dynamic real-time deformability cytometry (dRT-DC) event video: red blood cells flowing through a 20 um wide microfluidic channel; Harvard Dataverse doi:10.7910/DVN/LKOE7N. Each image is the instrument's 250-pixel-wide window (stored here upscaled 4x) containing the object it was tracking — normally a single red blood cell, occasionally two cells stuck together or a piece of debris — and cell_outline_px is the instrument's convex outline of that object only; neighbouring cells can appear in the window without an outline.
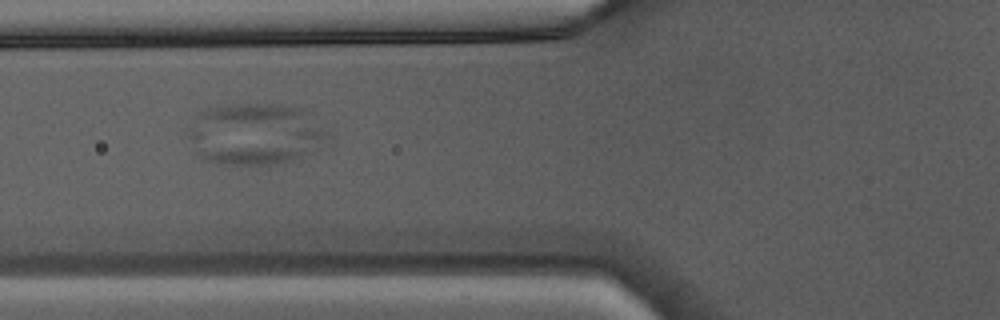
{"species": "Egyptian fruit bat (a non-hibernating species)", "species_latin": "Rousettus aegyptiacus", "temperature_condition": "warm", "stored_images_in_passage": 33, "camera_frame_rate_fps": 3000, "um_per_image_px": 0.085, "animal": {"sex": "male"}, "frame": {"image": 1, "passage_image": 5, "time_ms": 1.333, "image_size_px": [1000, 320], "cell_outline_px": [[324, 132], [316, 148], [284, 160], [268, 164], [232, 164], [208, 160], [200, 156], [196, 152], [188, 136], [188, 128], [208, 108], [236, 104], [280, 104], [300, 108]], "centroid_in_image_um": [21.55, 11.36], "position_along_channel_um": 104.2, "area_um2": 47.4}}
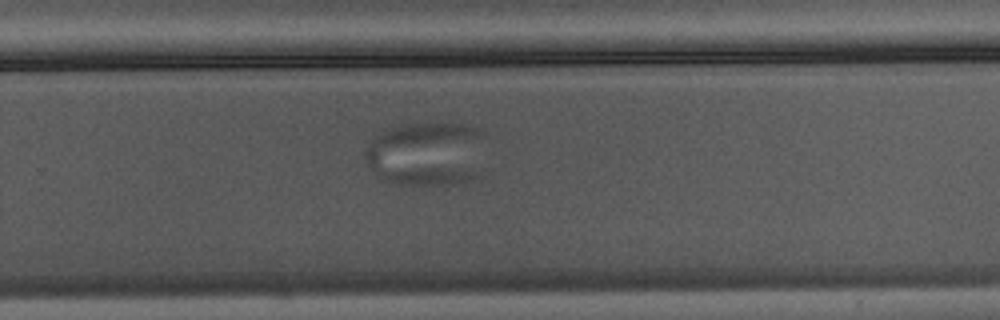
{"frame": {"image": 2, "passage_image": 18, "time_ms": 5.667, "image_size_px": [1000, 320], "cell_outline_px": [[484, 136], [476, 180], [452, 184], [400, 184], [384, 180], [368, 164], [364, 156], [364, 152], [372, 136], [388, 128], [404, 124], [432, 120], [440, 120], [464, 124], [476, 128], [484, 132]], "centroid_in_image_um": [36.25, 13.01], "position_along_channel_um": 293.6, "area_um2": 46.01}}
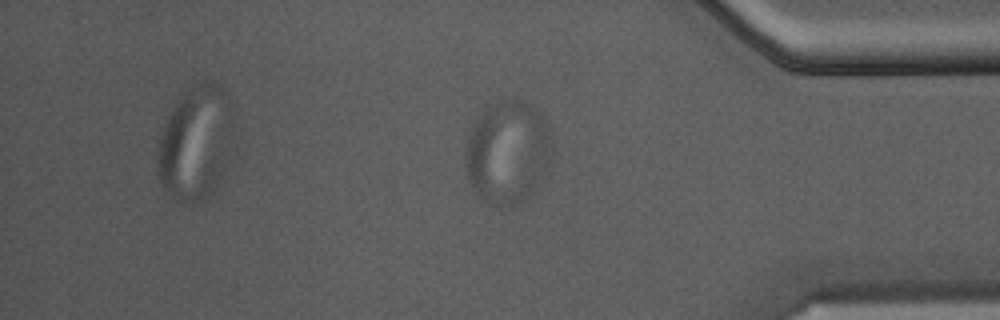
{"frame": {"image": 3, "passage_image": 26, "time_ms": 8.333, "image_size_px": [1000, 320], "cell_outline_px": [[552, 164], [532, 188], [516, 204], [488, 204], [480, 200], [472, 188], [464, 172], [464, 148], [472, 124], [480, 112], [496, 100], [512, 96], [524, 100], [532, 108], [548, 128], [552, 140]], "centroid_in_image_um": [43.08, 12.88], "position_along_channel_um": 392.1, "area_um2": 52.37}}